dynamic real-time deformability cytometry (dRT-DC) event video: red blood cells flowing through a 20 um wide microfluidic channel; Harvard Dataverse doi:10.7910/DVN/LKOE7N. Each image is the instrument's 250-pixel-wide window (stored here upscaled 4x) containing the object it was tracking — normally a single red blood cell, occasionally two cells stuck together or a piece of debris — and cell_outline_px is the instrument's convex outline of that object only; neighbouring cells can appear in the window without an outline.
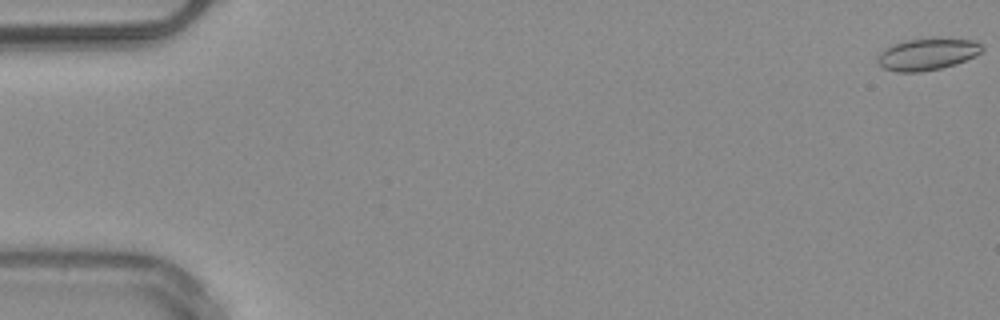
{"species": "common noctule bat (a hibernating species)", "species_latin": "Nyctalus noctula", "temperature_condition": "warm", "stored_images_in_passage": 52, "camera_frame_rate_fps": 3000, "um_per_image_px": 0.085, "animal": {"sex": "male", "body_mass_g": 20.4}, "frame": {"image": 1, "passage_image": 1, "time_ms": 0.0, "image_size_px": [1000, 320], "cell_outline_px": [[984, 48], [976, 56], [956, 64], [940, 68], [920, 72], [896, 72], [884, 68], [876, 60], [876, 56], [884, 48], [892, 44], [904, 40], [940, 36], [976, 40], [984, 44]], "centroid_in_image_um": [78.86, 4.56], "position_along_channel_um": 6.1, "area_um2": 20.17}}
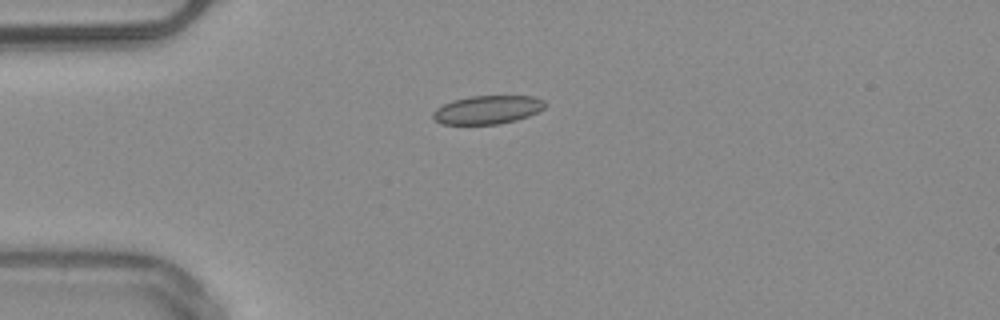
{"frame": {"image": 2, "passage_image": 14, "time_ms": 4.333, "image_size_px": [1000, 320], "cell_outline_px": [[544, 108], [528, 116], [516, 120], [500, 124], [440, 124], [432, 116], [432, 112], [436, 108], [452, 100], [468, 96], [532, 96], [544, 100]], "centroid_in_image_um": [41.4, 9.33], "position_along_channel_um": 43.6, "area_um2": 18.55}}
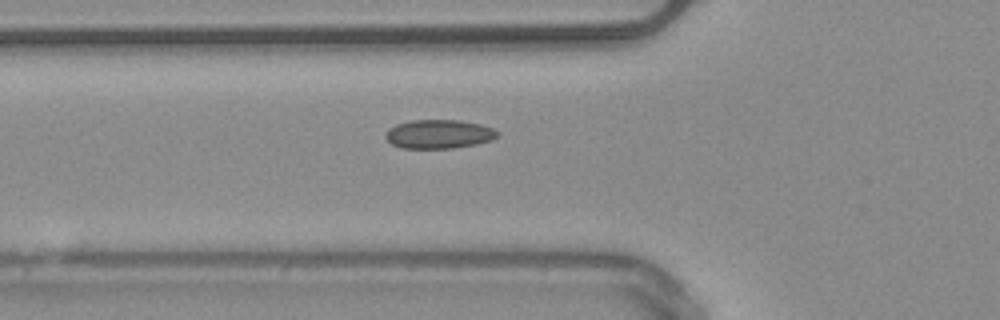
{"frame": {"image": 3, "passage_image": 19, "time_ms": 6.0, "image_size_px": [1000, 320], "cell_outline_px": [[500, 136], [492, 140], [476, 144], [452, 148], [400, 148], [392, 144], [384, 136], [388, 128], [396, 124], [412, 120], [460, 120], [480, 124], [492, 128], [500, 132]], "centroid_in_image_um": [37.32, 11.39], "position_along_channel_um": 88.5, "area_um2": 18.96}, "authors_computed_cell_mechanics": {"area_um2": 18.2648, "velocity_mm_per_s": 4.0167, "shape_relaxation_time_tau1_ms": null, "shape_relaxation_time_tau2_ms": 1.9619, "deformation_change_tau1": null, "deformation_change_tau2": 0.0694}}